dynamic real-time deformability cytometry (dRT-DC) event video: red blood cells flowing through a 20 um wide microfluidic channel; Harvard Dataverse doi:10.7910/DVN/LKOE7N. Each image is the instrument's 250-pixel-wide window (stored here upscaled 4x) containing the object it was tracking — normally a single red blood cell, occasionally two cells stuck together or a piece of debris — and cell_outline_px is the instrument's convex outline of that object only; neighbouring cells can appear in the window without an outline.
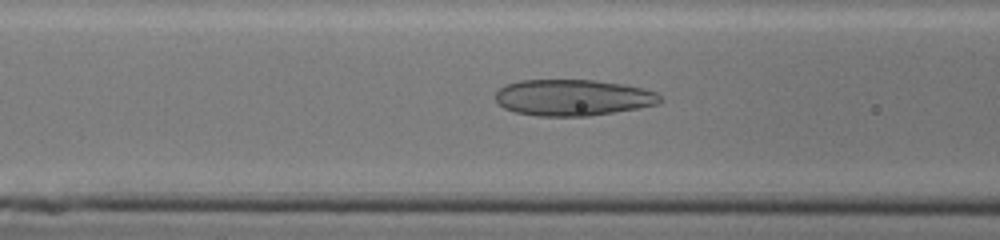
{"species": "human", "species_latin": "Homo sapiens", "temperature_condition": "cold", "stored_images_in_passage": 54, "camera_frame_rate_fps": 3000, "um_per_image_px": 0.085, "donor": {"sex": "male"}, "frame": {"image": 1, "passage_image": 22, "time_ms": 7.0, "image_size_px": [1000, 240], "cell_outline_px": [[664, 100], [656, 104], [636, 108], [588, 116], [536, 116], [516, 112], [504, 108], [496, 100], [496, 92], [504, 84], [520, 80], [592, 80], [624, 84], [656, 92]], "centroid_in_image_um": [48.66, 8.29], "position_along_channel_um": 117.9, "area_um2": 34.62}}
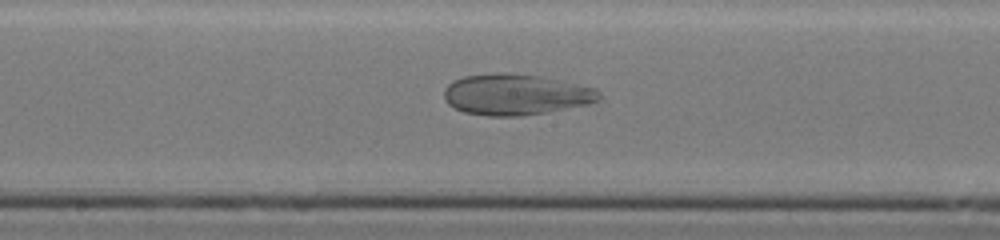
{"frame": {"image": 2, "passage_image": 29, "time_ms": 9.333, "image_size_px": [1000, 240], "cell_outline_px": [[600, 96], [596, 100], [588, 104], [548, 112], [520, 116], [488, 116], [464, 112], [448, 104], [444, 100], [444, 88], [452, 80], [464, 76], [500, 72], [508, 72], [540, 76], [560, 80], [592, 88]], "centroid_in_image_um": [43.76, 8.03], "position_along_channel_um": 204.4, "area_um2": 36.88}}
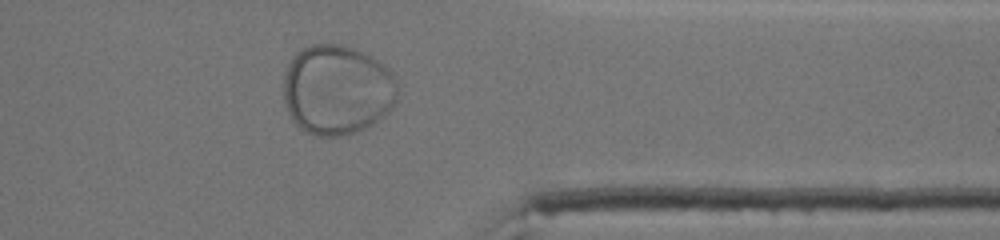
{"frame": {"image": 3, "passage_image": 44, "time_ms": 14.333, "image_size_px": [1000, 240], "cell_outline_px": [[400, 92], [392, 108], [384, 116], [372, 124], [356, 132], [340, 136], [316, 136], [304, 132], [292, 120], [288, 112], [284, 100], [284, 76], [288, 64], [292, 56], [296, 52], [312, 44], [340, 44], [356, 48], [372, 56], [384, 64], [392, 72], [400, 88]], "centroid_in_image_um": [28.68, 7.63], "position_along_channel_um": 382.7, "area_um2": 60.63}, "authors_computed_cell_mechanics": {"area_um2": 44.8239, "velocity_mm_per_s": 3.7166, "shape_relaxation_time_tau1_ms": null, "shape_relaxation_time_tau2_ms": 6.748, "deformation_change_tau1": null, "deformation_change_tau2": null}}